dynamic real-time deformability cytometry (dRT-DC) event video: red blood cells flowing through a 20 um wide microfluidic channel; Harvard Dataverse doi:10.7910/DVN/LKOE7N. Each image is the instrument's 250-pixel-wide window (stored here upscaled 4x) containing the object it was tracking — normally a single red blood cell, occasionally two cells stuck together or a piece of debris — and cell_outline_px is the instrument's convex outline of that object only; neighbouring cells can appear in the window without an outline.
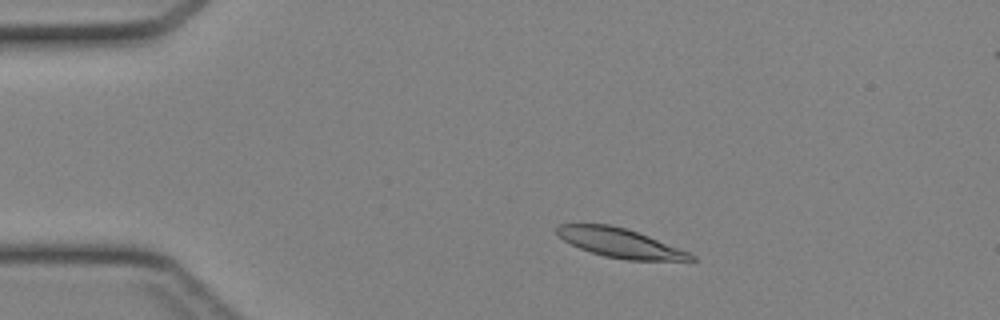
{"species": "Egyptian fruit bat (a non-hibernating species)", "species_latin": "Rousettus aegyptiacus", "temperature_condition": "cold", "stored_images_in_passage": 42, "camera_frame_rate_fps": 3000, "um_per_image_px": 0.085, "animal": {"sex": "female"}, "frame": {"image": 1, "passage_image": 6, "time_ms": 1.667, "image_size_px": [1000, 320], "cell_outline_px": [[696, 260], [628, 260], [604, 256], [580, 248], [564, 240], [556, 232], [556, 228], [560, 224], [608, 224], [628, 228], [688, 252], [696, 256]], "centroid_in_image_um": [52.7, 20.64], "position_along_channel_um": 32.3, "area_um2": 22.43}}
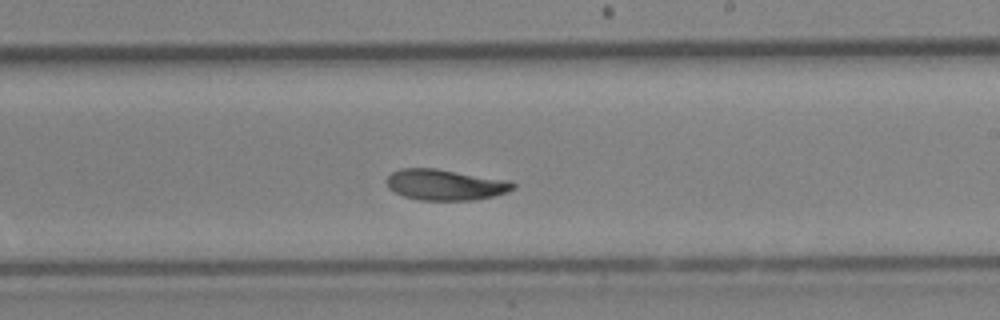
{"frame": {"image": 2, "passage_image": 24, "time_ms": 7.667, "image_size_px": [1000, 320], "cell_outline_px": [[516, 188], [508, 192], [476, 200], [420, 200], [404, 196], [388, 188], [384, 180], [392, 172], [400, 168], [436, 168], [512, 180], [516, 184]], "centroid_in_image_um": [37.88, 15.69], "position_along_channel_um": 251.1, "area_um2": 23.12}}
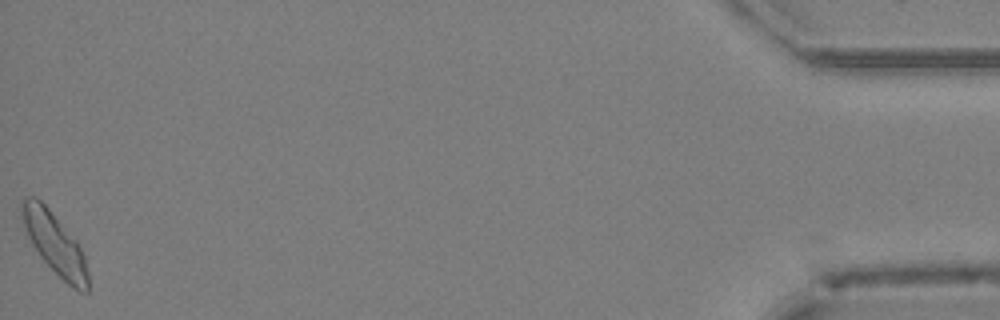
{"frame": {"image": 3, "passage_image": 42, "time_ms": 13.667, "image_size_px": [1000, 320], "cell_outline_px": [[88, 292], [80, 292], [72, 288], [40, 256], [32, 244], [28, 236], [20, 216], [20, 200], [28, 196], [36, 196], [48, 208], [76, 240], [84, 256], [88, 272]], "centroid_in_image_um": [4.63, 20.66], "position_along_channel_um": 430.6, "area_um2": 23.41}}